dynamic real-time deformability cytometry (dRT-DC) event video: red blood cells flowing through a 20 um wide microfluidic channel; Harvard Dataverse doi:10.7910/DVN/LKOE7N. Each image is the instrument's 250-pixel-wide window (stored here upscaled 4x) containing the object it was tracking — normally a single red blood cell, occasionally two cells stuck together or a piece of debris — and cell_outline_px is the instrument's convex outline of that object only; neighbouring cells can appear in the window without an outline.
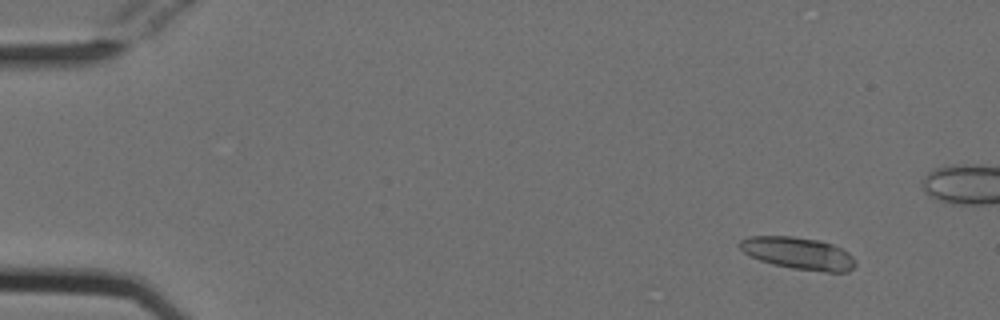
{"species": "Egyptian fruit bat (a non-hibernating species)", "species_latin": "Rousettus aegyptiacus", "temperature_condition": "cold", "stored_images_in_passage": 56, "camera_frame_rate_fps": 3000, "um_per_image_px": 0.085, "animal": {"sex": "female"}, "frame": {"image": 1, "passage_image": 6, "time_ms": 1.667, "image_size_px": [1000, 320], "cell_outline_px": [[856, 264], [848, 272], [824, 272], [792, 268], [772, 264], [760, 260], [744, 252], [736, 244], [740, 240], [748, 236], [792, 236], [816, 240], [832, 244], [848, 252], [856, 260]], "centroid_in_image_um": [67.85, 21.53], "position_along_channel_um": 17.1, "area_um2": 21.68}}
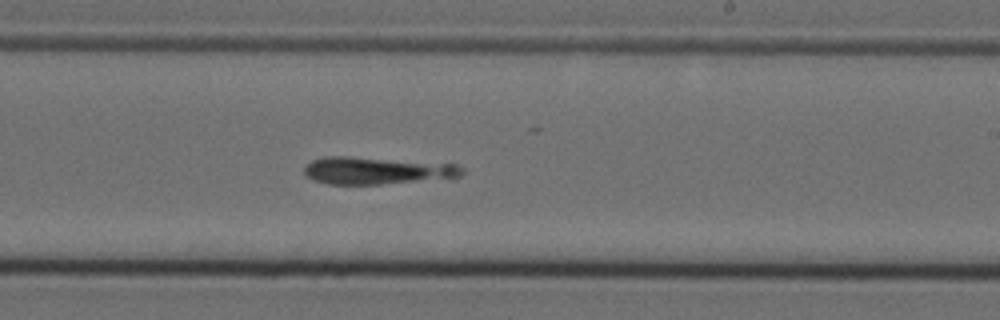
{"frame": {"image": 2, "passage_image": 34, "time_ms": 11.0, "image_size_px": [1000, 320], "cell_outline_px": [[464, 172], [460, 176], [380, 184], [328, 184], [312, 180], [304, 176], [304, 168], [312, 160], [324, 156], [348, 156], [456, 164], [464, 168]], "centroid_in_image_um": [31.94, 14.49], "position_along_channel_um": 257.1, "area_um2": 24.85}}
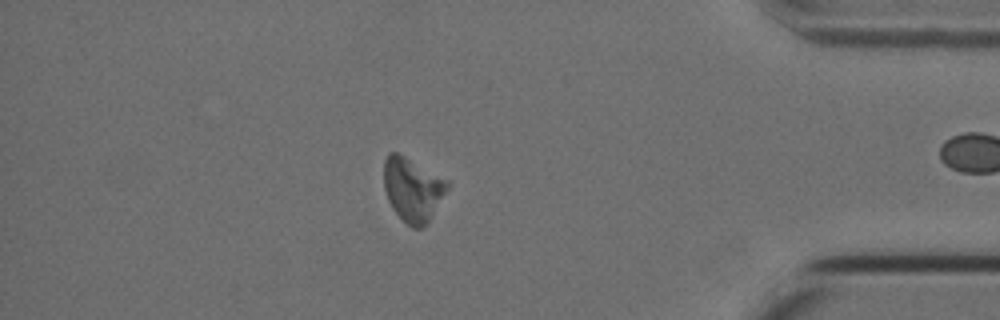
{"frame": {"image": 3, "passage_image": 48, "time_ms": 15.667, "image_size_px": [1000, 320], "cell_outline_px": [[452, 184], [428, 224], [420, 228], [412, 228], [392, 208], [388, 200], [384, 188], [384, 160], [388, 152], [396, 152], [452, 180]], "centroid_in_image_um": [35.14, 16.09], "position_along_channel_um": 400.1, "area_um2": 24.16}}